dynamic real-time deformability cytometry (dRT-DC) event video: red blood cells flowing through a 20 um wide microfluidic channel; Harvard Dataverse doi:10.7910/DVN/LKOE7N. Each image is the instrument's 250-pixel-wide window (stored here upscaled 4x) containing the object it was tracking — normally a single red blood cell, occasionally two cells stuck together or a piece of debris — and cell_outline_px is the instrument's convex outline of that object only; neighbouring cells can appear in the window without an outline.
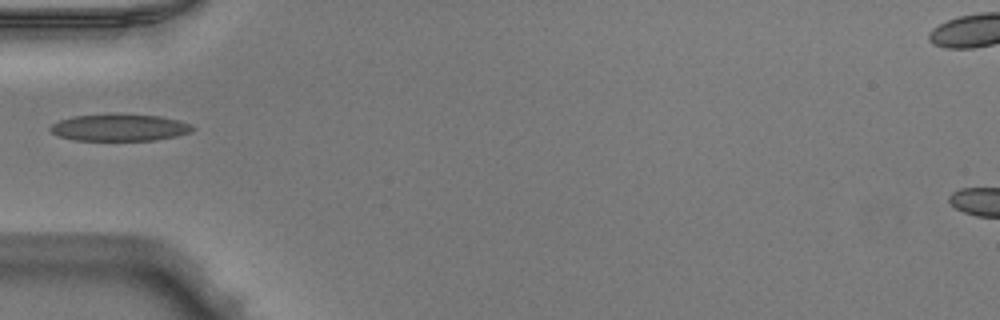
{"species": "Egyptian fruit bat (a non-hibernating species)", "species_latin": "Rousettus aegyptiacus", "temperature_condition": "warm", "stored_images_in_passage": 15, "camera_frame_rate_fps": 3000, "um_per_image_px": 0.085, "animal": {"sex": "male"}, "frame": {"image": 1, "passage_image": 1, "time_ms": 0.0, "image_size_px": [1000, 320], "cell_outline_px": [[196, 128], [192, 132], [176, 136], [156, 140], [76, 140], [60, 136], [52, 132], [48, 128], [52, 124], [60, 120], [72, 116], [160, 116], [180, 120], [192, 124]], "centroid_in_image_um": [10.23, 10.87], "position_along_channel_um": 74.8, "area_um2": 21.62}}